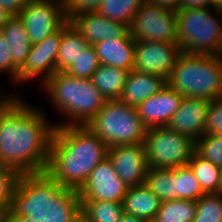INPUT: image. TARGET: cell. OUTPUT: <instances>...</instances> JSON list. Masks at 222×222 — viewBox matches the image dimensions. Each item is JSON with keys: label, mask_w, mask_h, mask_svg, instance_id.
<instances>
[{"label": "cell", "mask_w": 222, "mask_h": 222, "mask_svg": "<svg viewBox=\"0 0 222 222\" xmlns=\"http://www.w3.org/2000/svg\"><path fill=\"white\" fill-rule=\"evenodd\" d=\"M8 94L0 99V163L19 174L45 172L55 125L41 109Z\"/></svg>", "instance_id": "cell-1"}, {"label": "cell", "mask_w": 222, "mask_h": 222, "mask_svg": "<svg viewBox=\"0 0 222 222\" xmlns=\"http://www.w3.org/2000/svg\"><path fill=\"white\" fill-rule=\"evenodd\" d=\"M108 148L85 126H55L45 172L63 187L79 190L108 157Z\"/></svg>", "instance_id": "cell-2"}, {"label": "cell", "mask_w": 222, "mask_h": 222, "mask_svg": "<svg viewBox=\"0 0 222 222\" xmlns=\"http://www.w3.org/2000/svg\"><path fill=\"white\" fill-rule=\"evenodd\" d=\"M5 215L37 222H77L81 217L79 191L63 187L46 172L20 174Z\"/></svg>", "instance_id": "cell-3"}, {"label": "cell", "mask_w": 222, "mask_h": 222, "mask_svg": "<svg viewBox=\"0 0 222 222\" xmlns=\"http://www.w3.org/2000/svg\"><path fill=\"white\" fill-rule=\"evenodd\" d=\"M42 88L54 109L67 118L55 126H86L107 101L91 79H79L66 72H55Z\"/></svg>", "instance_id": "cell-4"}, {"label": "cell", "mask_w": 222, "mask_h": 222, "mask_svg": "<svg viewBox=\"0 0 222 222\" xmlns=\"http://www.w3.org/2000/svg\"><path fill=\"white\" fill-rule=\"evenodd\" d=\"M166 81L184 97L222 98V55L182 52Z\"/></svg>", "instance_id": "cell-5"}, {"label": "cell", "mask_w": 222, "mask_h": 222, "mask_svg": "<svg viewBox=\"0 0 222 222\" xmlns=\"http://www.w3.org/2000/svg\"><path fill=\"white\" fill-rule=\"evenodd\" d=\"M212 13L219 18L217 19ZM176 23L178 44L182 52L222 55V10L215 8L176 10Z\"/></svg>", "instance_id": "cell-6"}, {"label": "cell", "mask_w": 222, "mask_h": 222, "mask_svg": "<svg viewBox=\"0 0 222 222\" xmlns=\"http://www.w3.org/2000/svg\"><path fill=\"white\" fill-rule=\"evenodd\" d=\"M108 147L143 143L147 128L135 106L121 100H108L86 124Z\"/></svg>", "instance_id": "cell-7"}, {"label": "cell", "mask_w": 222, "mask_h": 222, "mask_svg": "<svg viewBox=\"0 0 222 222\" xmlns=\"http://www.w3.org/2000/svg\"><path fill=\"white\" fill-rule=\"evenodd\" d=\"M147 164L151 168H176L188 165L195 141L171 131L167 126L147 129L144 139Z\"/></svg>", "instance_id": "cell-8"}, {"label": "cell", "mask_w": 222, "mask_h": 222, "mask_svg": "<svg viewBox=\"0 0 222 222\" xmlns=\"http://www.w3.org/2000/svg\"><path fill=\"white\" fill-rule=\"evenodd\" d=\"M129 28L135 41L178 43L176 11L166 7L144 2Z\"/></svg>", "instance_id": "cell-9"}, {"label": "cell", "mask_w": 222, "mask_h": 222, "mask_svg": "<svg viewBox=\"0 0 222 222\" xmlns=\"http://www.w3.org/2000/svg\"><path fill=\"white\" fill-rule=\"evenodd\" d=\"M18 16L31 44L43 41L69 21L64 0H29Z\"/></svg>", "instance_id": "cell-10"}, {"label": "cell", "mask_w": 222, "mask_h": 222, "mask_svg": "<svg viewBox=\"0 0 222 222\" xmlns=\"http://www.w3.org/2000/svg\"><path fill=\"white\" fill-rule=\"evenodd\" d=\"M181 53L178 43L136 41L133 71L155 74L167 80Z\"/></svg>", "instance_id": "cell-11"}, {"label": "cell", "mask_w": 222, "mask_h": 222, "mask_svg": "<svg viewBox=\"0 0 222 222\" xmlns=\"http://www.w3.org/2000/svg\"><path fill=\"white\" fill-rule=\"evenodd\" d=\"M128 189L107 157L91 171L89 178L78 191L81 200L122 203Z\"/></svg>", "instance_id": "cell-12"}, {"label": "cell", "mask_w": 222, "mask_h": 222, "mask_svg": "<svg viewBox=\"0 0 222 222\" xmlns=\"http://www.w3.org/2000/svg\"><path fill=\"white\" fill-rule=\"evenodd\" d=\"M62 40V28L45 38L31 44L24 66L19 70L18 83L28 82L41 76L42 84L56 72V60Z\"/></svg>", "instance_id": "cell-13"}, {"label": "cell", "mask_w": 222, "mask_h": 222, "mask_svg": "<svg viewBox=\"0 0 222 222\" xmlns=\"http://www.w3.org/2000/svg\"><path fill=\"white\" fill-rule=\"evenodd\" d=\"M108 158L128 187L145 183L149 166L144 143L109 147Z\"/></svg>", "instance_id": "cell-14"}, {"label": "cell", "mask_w": 222, "mask_h": 222, "mask_svg": "<svg viewBox=\"0 0 222 222\" xmlns=\"http://www.w3.org/2000/svg\"><path fill=\"white\" fill-rule=\"evenodd\" d=\"M209 107L208 99L183 96L167 127L196 141L204 135Z\"/></svg>", "instance_id": "cell-15"}, {"label": "cell", "mask_w": 222, "mask_h": 222, "mask_svg": "<svg viewBox=\"0 0 222 222\" xmlns=\"http://www.w3.org/2000/svg\"><path fill=\"white\" fill-rule=\"evenodd\" d=\"M183 95L166 85L136 108L147 129L167 126L178 109Z\"/></svg>", "instance_id": "cell-16"}, {"label": "cell", "mask_w": 222, "mask_h": 222, "mask_svg": "<svg viewBox=\"0 0 222 222\" xmlns=\"http://www.w3.org/2000/svg\"><path fill=\"white\" fill-rule=\"evenodd\" d=\"M70 23L82 34L90 45L102 40L125 37L129 32V25L116 22L96 11L76 14Z\"/></svg>", "instance_id": "cell-17"}, {"label": "cell", "mask_w": 222, "mask_h": 222, "mask_svg": "<svg viewBox=\"0 0 222 222\" xmlns=\"http://www.w3.org/2000/svg\"><path fill=\"white\" fill-rule=\"evenodd\" d=\"M93 46L100 64L133 70L136 41L130 32L125 37L102 40Z\"/></svg>", "instance_id": "cell-18"}, {"label": "cell", "mask_w": 222, "mask_h": 222, "mask_svg": "<svg viewBox=\"0 0 222 222\" xmlns=\"http://www.w3.org/2000/svg\"><path fill=\"white\" fill-rule=\"evenodd\" d=\"M166 85V79L161 76L132 70L128 75L119 100L137 107L147 98L159 93Z\"/></svg>", "instance_id": "cell-19"}, {"label": "cell", "mask_w": 222, "mask_h": 222, "mask_svg": "<svg viewBox=\"0 0 222 222\" xmlns=\"http://www.w3.org/2000/svg\"><path fill=\"white\" fill-rule=\"evenodd\" d=\"M162 200L144 183L129 187L122 201L123 211L127 214L152 222L160 209Z\"/></svg>", "instance_id": "cell-20"}, {"label": "cell", "mask_w": 222, "mask_h": 222, "mask_svg": "<svg viewBox=\"0 0 222 222\" xmlns=\"http://www.w3.org/2000/svg\"><path fill=\"white\" fill-rule=\"evenodd\" d=\"M171 200L198 201L206 194L189 165L170 168Z\"/></svg>", "instance_id": "cell-21"}, {"label": "cell", "mask_w": 222, "mask_h": 222, "mask_svg": "<svg viewBox=\"0 0 222 222\" xmlns=\"http://www.w3.org/2000/svg\"><path fill=\"white\" fill-rule=\"evenodd\" d=\"M90 45L82 34L68 21L62 27V40L56 60V72H65Z\"/></svg>", "instance_id": "cell-22"}, {"label": "cell", "mask_w": 222, "mask_h": 222, "mask_svg": "<svg viewBox=\"0 0 222 222\" xmlns=\"http://www.w3.org/2000/svg\"><path fill=\"white\" fill-rule=\"evenodd\" d=\"M130 71L100 64L91 77L93 85L108 100H119Z\"/></svg>", "instance_id": "cell-23"}, {"label": "cell", "mask_w": 222, "mask_h": 222, "mask_svg": "<svg viewBox=\"0 0 222 222\" xmlns=\"http://www.w3.org/2000/svg\"><path fill=\"white\" fill-rule=\"evenodd\" d=\"M1 33L7 38L11 46L13 64L20 70L26 63L31 42L26 28L18 15L11 16L2 27Z\"/></svg>", "instance_id": "cell-24"}, {"label": "cell", "mask_w": 222, "mask_h": 222, "mask_svg": "<svg viewBox=\"0 0 222 222\" xmlns=\"http://www.w3.org/2000/svg\"><path fill=\"white\" fill-rule=\"evenodd\" d=\"M188 165L193 170L203 191L206 194L222 192V169L207 159L199 156L195 151Z\"/></svg>", "instance_id": "cell-25"}, {"label": "cell", "mask_w": 222, "mask_h": 222, "mask_svg": "<svg viewBox=\"0 0 222 222\" xmlns=\"http://www.w3.org/2000/svg\"><path fill=\"white\" fill-rule=\"evenodd\" d=\"M123 213L122 203L81 200V216L87 222H119Z\"/></svg>", "instance_id": "cell-26"}, {"label": "cell", "mask_w": 222, "mask_h": 222, "mask_svg": "<svg viewBox=\"0 0 222 222\" xmlns=\"http://www.w3.org/2000/svg\"><path fill=\"white\" fill-rule=\"evenodd\" d=\"M196 206L197 201L191 200L162 201L152 222H193Z\"/></svg>", "instance_id": "cell-27"}, {"label": "cell", "mask_w": 222, "mask_h": 222, "mask_svg": "<svg viewBox=\"0 0 222 222\" xmlns=\"http://www.w3.org/2000/svg\"><path fill=\"white\" fill-rule=\"evenodd\" d=\"M145 0H102L96 10L101 16L129 26Z\"/></svg>", "instance_id": "cell-28"}, {"label": "cell", "mask_w": 222, "mask_h": 222, "mask_svg": "<svg viewBox=\"0 0 222 222\" xmlns=\"http://www.w3.org/2000/svg\"><path fill=\"white\" fill-rule=\"evenodd\" d=\"M193 222H222V192L204 194L197 201Z\"/></svg>", "instance_id": "cell-29"}, {"label": "cell", "mask_w": 222, "mask_h": 222, "mask_svg": "<svg viewBox=\"0 0 222 222\" xmlns=\"http://www.w3.org/2000/svg\"><path fill=\"white\" fill-rule=\"evenodd\" d=\"M99 65L94 46L88 45L65 72L79 79H91Z\"/></svg>", "instance_id": "cell-30"}, {"label": "cell", "mask_w": 222, "mask_h": 222, "mask_svg": "<svg viewBox=\"0 0 222 222\" xmlns=\"http://www.w3.org/2000/svg\"><path fill=\"white\" fill-rule=\"evenodd\" d=\"M145 184L162 201L171 200L170 168L149 167Z\"/></svg>", "instance_id": "cell-31"}, {"label": "cell", "mask_w": 222, "mask_h": 222, "mask_svg": "<svg viewBox=\"0 0 222 222\" xmlns=\"http://www.w3.org/2000/svg\"><path fill=\"white\" fill-rule=\"evenodd\" d=\"M195 152L222 169V135H203L195 141Z\"/></svg>", "instance_id": "cell-32"}, {"label": "cell", "mask_w": 222, "mask_h": 222, "mask_svg": "<svg viewBox=\"0 0 222 222\" xmlns=\"http://www.w3.org/2000/svg\"><path fill=\"white\" fill-rule=\"evenodd\" d=\"M20 174L8 166H0V207L6 212Z\"/></svg>", "instance_id": "cell-33"}, {"label": "cell", "mask_w": 222, "mask_h": 222, "mask_svg": "<svg viewBox=\"0 0 222 222\" xmlns=\"http://www.w3.org/2000/svg\"><path fill=\"white\" fill-rule=\"evenodd\" d=\"M10 47L7 38L0 31V74L7 73L11 81L18 84L19 69L13 64Z\"/></svg>", "instance_id": "cell-34"}, {"label": "cell", "mask_w": 222, "mask_h": 222, "mask_svg": "<svg viewBox=\"0 0 222 222\" xmlns=\"http://www.w3.org/2000/svg\"><path fill=\"white\" fill-rule=\"evenodd\" d=\"M204 135H222V98L210 101Z\"/></svg>", "instance_id": "cell-35"}, {"label": "cell", "mask_w": 222, "mask_h": 222, "mask_svg": "<svg viewBox=\"0 0 222 222\" xmlns=\"http://www.w3.org/2000/svg\"><path fill=\"white\" fill-rule=\"evenodd\" d=\"M102 0H64L66 17L70 21L76 14L94 12Z\"/></svg>", "instance_id": "cell-36"}, {"label": "cell", "mask_w": 222, "mask_h": 222, "mask_svg": "<svg viewBox=\"0 0 222 222\" xmlns=\"http://www.w3.org/2000/svg\"><path fill=\"white\" fill-rule=\"evenodd\" d=\"M29 0H0V5L11 16L18 15Z\"/></svg>", "instance_id": "cell-37"}, {"label": "cell", "mask_w": 222, "mask_h": 222, "mask_svg": "<svg viewBox=\"0 0 222 222\" xmlns=\"http://www.w3.org/2000/svg\"><path fill=\"white\" fill-rule=\"evenodd\" d=\"M212 8L209 0H180L177 10Z\"/></svg>", "instance_id": "cell-38"}, {"label": "cell", "mask_w": 222, "mask_h": 222, "mask_svg": "<svg viewBox=\"0 0 222 222\" xmlns=\"http://www.w3.org/2000/svg\"><path fill=\"white\" fill-rule=\"evenodd\" d=\"M180 0H145V2L151 5H157L166 7L168 9L176 11Z\"/></svg>", "instance_id": "cell-39"}, {"label": "cell", "mask_w": 222, "mask_h": 222, "mask_svg": "<svg viewBox=\"0 0 222 222\" xmlns=\"http://www.w3.org/2000/svg\"><path fill=\"white\" fill-rule=\"evenodd\" d=\"M4 222H37L32 218L20 215H5Z\"/></svg>", "instance_id": "cell-40"}, {"label": "cell", "mask_w": 222, "mask_h": 222, "mask_svg": "<svg viewBox=\"0 0 222 222\" xmlns=\"http://www.w3.org/2000/svg\"><path fill=\"white\" fill-rule=\"evenodd\" d=\"M119 222H147L146 220L131 214L123 213Z\"/></svg>", "instance_id": "cell-41"}, {"label": "cell", "mask_w": 222, "mask_h": 222, "mask_svg": "<svg viewBox=\"0 0 222 222\" xmlns=\"http://www.w3.org/2000/svg\"><path fill=\"white\" fill-rule=\"evenodd\" d=\"M10 17L11 15L0 5V31Z\"/></svg>", "instance_id": "cell-42"}, {"label": "cell", "mask_w": 222, "mask_h": 222, "mask_svg": "<svg viewBox=\"0 0 222 222\" xmlns=\"http://www.w3.org/2000/svg\"><path fill=\"white\" fill-rule=\"evenodd\" d=\"M209 4L212 8L222 10V0H209Z\"/></svg>", "instance_id": "cell-43"}, {"label": "cell", "mask_w": 222, "mask_h": 222, "mask_svg": "<svg viewBox=\"0 0 222 222\" xmlns=\"http://www.w3.org/2000/svg\"><path fill=\"white\" fill-rule=\"evenodd\" d=\"M5 211L0 207V222H4Z\"/></svg>", "instance_id": "cell-44"}, {"label": "cell", "mask_w": 222, "mask_h": 222, "mask_svg": "<svg viewBox=\"0 0 222 222\" xmlns=\"http://www.w3.org/2000/svg\"><path fill=\"white\" fill-rule=\"evenodd\" d=\"M77 222H87V221L81 216Z\"/></svg>", "instance_id": "cell-45"}]
</instances>
